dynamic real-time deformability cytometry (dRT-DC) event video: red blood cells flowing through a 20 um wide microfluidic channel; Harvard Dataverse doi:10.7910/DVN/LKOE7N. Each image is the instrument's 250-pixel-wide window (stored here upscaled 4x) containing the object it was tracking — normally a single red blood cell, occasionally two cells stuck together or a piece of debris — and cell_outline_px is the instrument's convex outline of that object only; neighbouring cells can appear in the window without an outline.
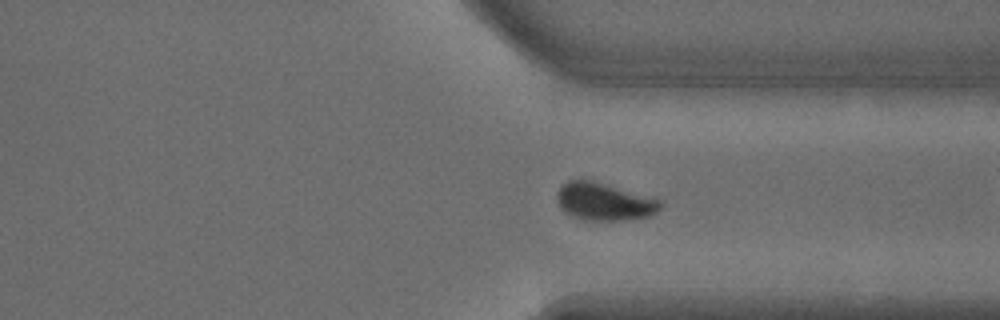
{"species": "common noctule bat (a hibernating species)", "species_latin": "Nyctalus noctula", "temperature_condition": "warm", "stored_images_in_passage": 48, "camera_frame_rate_fps": 3000, "um_per_image_px": 0.085, "animal": {"sex": "male", "body_mass_g": 18.8}, "frame": {"image": 1, "passage_image": 35, "time_ms": 11.333, "image_size_px": [1000, 320], "cell_outline_px": [[664, 204], [656, 212], [648, 216], [632, 220], [584, 220], [572, 216], [564, 212], [560, 208], [556, 200], [556, 196], [560, 188], [568, 180], [592, 180], [656, 196]], "centroid_in_image_um": [51.41, 17.13], "position_along_channel_um": 360.0, "area_um2": 23.24}, "authors_computed_cell_mechanics": {"area_um2": 22.2819, "velocity_mm_per_s": 4.0299, "shape_relaxation_time_tau1_ms": 2.9932, "shape_relaxation_time_tau2_ms": null, "deformation_change_tau1": 0.1758, "deformation_change_tau2": null}}